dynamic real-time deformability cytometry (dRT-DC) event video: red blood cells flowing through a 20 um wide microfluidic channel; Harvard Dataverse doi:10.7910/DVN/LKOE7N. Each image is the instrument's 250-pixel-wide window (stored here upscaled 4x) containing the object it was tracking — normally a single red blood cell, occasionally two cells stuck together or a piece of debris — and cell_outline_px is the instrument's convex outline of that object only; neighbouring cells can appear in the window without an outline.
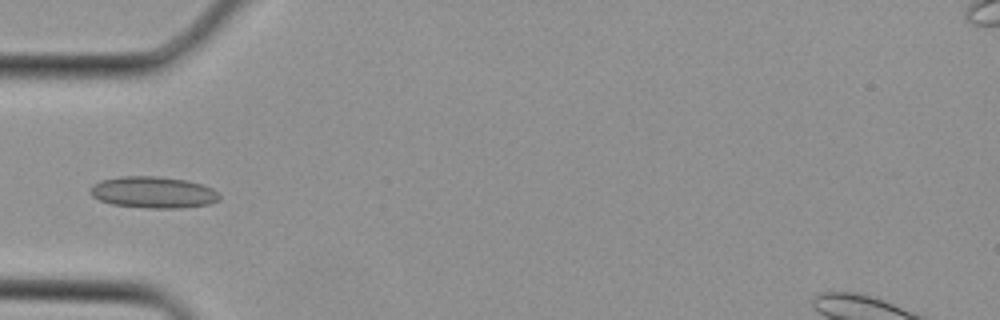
{"species": "Egyptian fruit bat (a non-hibernating species)", "species_latin": "Rousettus aegyptiacus", "temperature_condition": "cold", "stored_images_in_passage": 3, "camera_frame_rate_fps": 3000, "um_per_image_px": 0.085, "animal": {"sex": "female"}, "frame": {"image": 1, "passage_image": 3, "time_ms": 0.667, "image_size_px": [1000, 320], "cell_outline_px": [[220, 200], [208, 204], [180, 208], [148, 208], [112, 204], [100, 200], [92, 196], [88, 192], [92, 184], [100, 180], [120, 176], [156, 176], [188, 180], [212, 188], [220, 192]], "centroid_in_image_um": [13.02, 16.34], "position_along_channel_um": 72.0, "area_um2": 23.93}}